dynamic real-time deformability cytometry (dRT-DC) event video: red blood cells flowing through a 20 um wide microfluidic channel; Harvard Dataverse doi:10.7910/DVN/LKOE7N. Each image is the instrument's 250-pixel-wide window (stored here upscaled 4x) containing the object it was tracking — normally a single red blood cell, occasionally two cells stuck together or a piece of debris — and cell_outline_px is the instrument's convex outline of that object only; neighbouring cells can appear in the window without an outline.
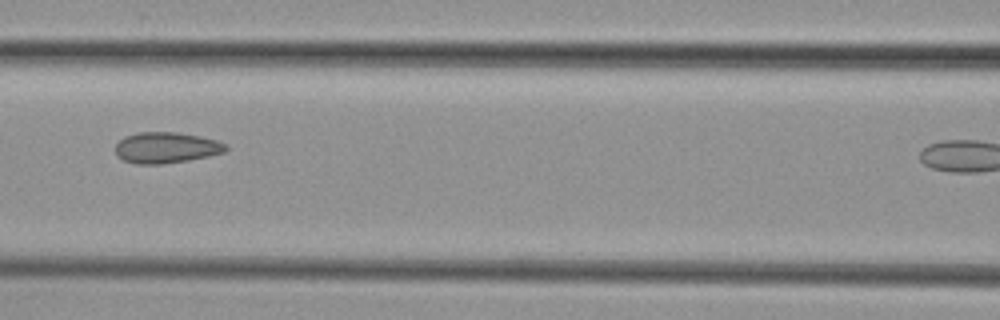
{"species": "common noctule bat (a hibernating species)", "species_latin": "Nyctalus noctula", "temperature_condition": "cold", "stored_images_in_passage": 7, "camera_frame_rate_fps": 3000, "um_per_image_px": 0.085, "animal": {"sex": "female", "body_mass_g": 29.2, "forearm_length_mm": 56.3}, "frame": {"image": 1, "passage_image": 5, "time_ms": 5.667, "image_size_px": [1000, 320], "cell_outline_px": [[228, 148], [224, 152], [208, 156], [188, 160], [160, 164], [136, 164], [124, 160], [116, 156], [116, 144], [124, 136], [136, 132], [176, 132], [200, 136], [216, 140], [224, 144]], "centroid_in_image_um": [14.09, 12.54], "position_along_channel_um": 152.5, "area_um2": 19.88}}
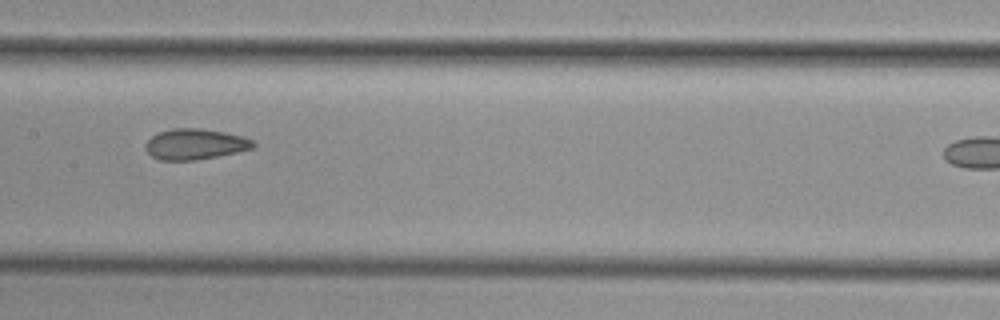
{"frame": {"image": 2, "passage_image": 6, "time_ms": 6.667, "image_size_px": [1000, 320], "cell_outline_px": [[256, 144], [252, 148], [236, 152], [196, 160], [160, 160], [152, 156], [144, 148], [144, 144], [152, 136], [160, 132], [172, 128], [200, 128], [224, 132], [244, 136], [252, 140]], "centroid_in_image_um": [16.57, 12.25], "position_along_channel_um": 190.8, "area_um2": 19.19}}